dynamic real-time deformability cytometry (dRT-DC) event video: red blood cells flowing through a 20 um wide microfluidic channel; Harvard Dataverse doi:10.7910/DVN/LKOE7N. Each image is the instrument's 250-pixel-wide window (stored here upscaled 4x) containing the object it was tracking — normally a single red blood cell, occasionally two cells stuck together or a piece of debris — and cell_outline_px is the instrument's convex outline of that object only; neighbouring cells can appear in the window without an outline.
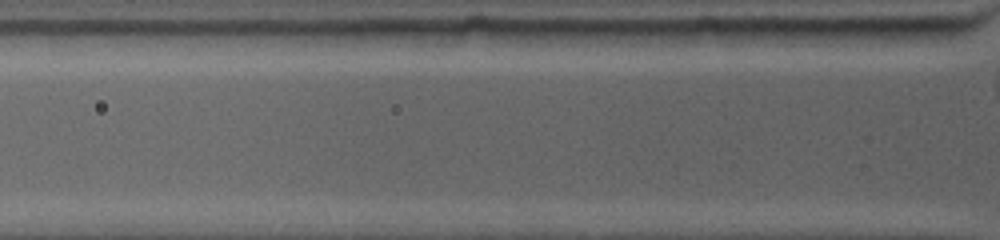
{"species": "common noctule bat (a hibernating species)", "species_latin": "Nyctalus noctula", "temperature_condition": "warm", "stored_images_in_passage": 3, "segment_of_instrument_passage": [2, 2], "camera_frame_rate_fps": 4500, "um_per_image_px": 0.085, "animal": {"sex": "female", "body_mass_g": 19.0, "forearm_length_mm": 53.3}, "frame": {"image": 1, "passage_image": 3, "time_ms": 0.889, "image_size_px": [1000, 240], "cell_outline_px": [[956, 28], [936, 44], [900, 48], [868, 44], [824, 32], [820, 28]], "centroid_in_image_um": [75.88, 3.05], "position_along_channel_um": 49.9, "area_um2": 13.24}}